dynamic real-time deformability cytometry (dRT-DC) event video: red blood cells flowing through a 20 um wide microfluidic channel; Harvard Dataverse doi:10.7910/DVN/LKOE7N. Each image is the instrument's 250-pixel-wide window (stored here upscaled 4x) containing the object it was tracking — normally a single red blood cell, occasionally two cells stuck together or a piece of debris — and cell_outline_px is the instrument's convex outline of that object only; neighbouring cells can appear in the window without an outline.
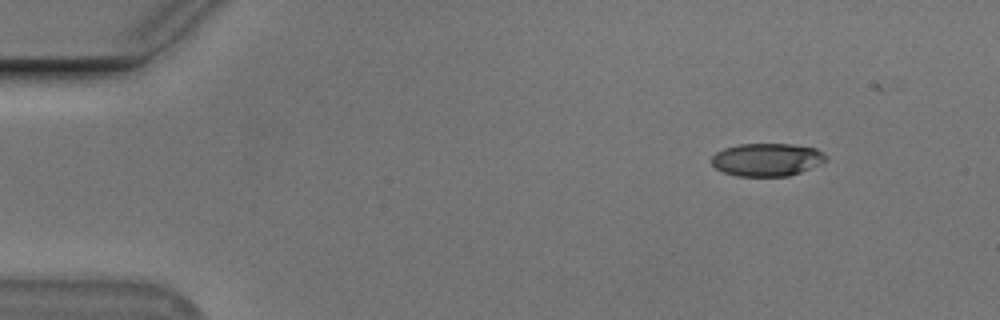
{"species": "Egyptian fruit bat (a non-hibernating species)", "species_latin": "Rousettus aegyptiacus", "temperature_condition": "cold", "stored_images_in_passage": 12, "camera_frame_rate_fps": 3000, "um_per_image_px": 0.085, "animal": {"sex": "male"}, "frame": {"image": 1, "passage_image": 1, "time_ms": 0.0, "image_size_px": [1000, 320], "cell_outline_px": [[828, 160], [820, 164], [800, 172], [788, 176], [736, 176], [724, 172], [716, 168], [712, 164], [712, 156], [716, 152], [724, 148], [740, 144], [792, 144], [816, 148], [824, 152], [828, 156]], "centroid_in_image_um": [65.22, 13.56], "position_along_channel_um": 19.8, "area_um2": 22.02}}
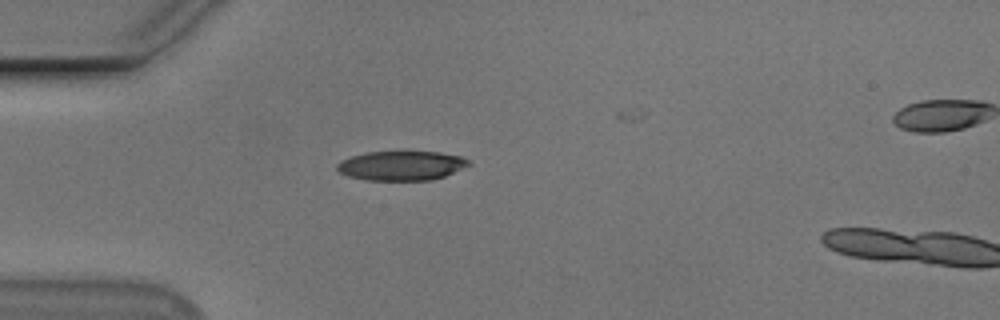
{"frame": {"image": 2, "passage_image": 10, "time_ms": 3.0, "image_size_px": [1000, 320], "cell_outline_px": [[472, 164], [444, 176], [432, 180], [368, 180], [348, 176], [340, 172], [336, 168], [336, 164], [340, 160], [352, 156], [368, 152], [404, 148], [440, 152], [460, 156], [468, 160]], "centroid_in_image_um": [34.12, 14.02], "position_along_channel_um": 50.9, "area_um2": 23.47}}